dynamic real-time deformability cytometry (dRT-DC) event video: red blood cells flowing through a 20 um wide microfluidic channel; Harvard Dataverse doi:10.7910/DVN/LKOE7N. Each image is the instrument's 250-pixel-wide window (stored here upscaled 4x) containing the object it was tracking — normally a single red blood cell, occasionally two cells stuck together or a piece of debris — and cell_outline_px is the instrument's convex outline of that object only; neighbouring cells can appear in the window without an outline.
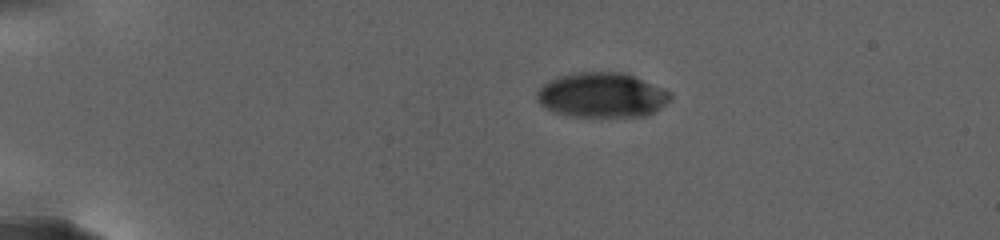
{"species": "human", "species_latin": "Homo sapiens", "temperature_condition": "warm", "stored_images_in_passage": 24, "camera_frame_rate_fps": 3000, "um_per_image_px": 0.085, "donor": {"sex": "female"}, "frame": {"image": 1, "passage_image": 1, "time_ms": 0.0, "image_size_px": [1000, 240], "cell_outline_px": [[672, 96], [656, 112], [644, 116], [572, 116], [556, 112], [544, 108], [536, 100], [536, 92], [548, 80], [560, 76], [580, 72], [620, 72], [632, 76], [672, 92]], "centroid_in_image_um": [51.13, 8.09], "position_along_channel_um": 33.9, "area_um2": 34.56}}